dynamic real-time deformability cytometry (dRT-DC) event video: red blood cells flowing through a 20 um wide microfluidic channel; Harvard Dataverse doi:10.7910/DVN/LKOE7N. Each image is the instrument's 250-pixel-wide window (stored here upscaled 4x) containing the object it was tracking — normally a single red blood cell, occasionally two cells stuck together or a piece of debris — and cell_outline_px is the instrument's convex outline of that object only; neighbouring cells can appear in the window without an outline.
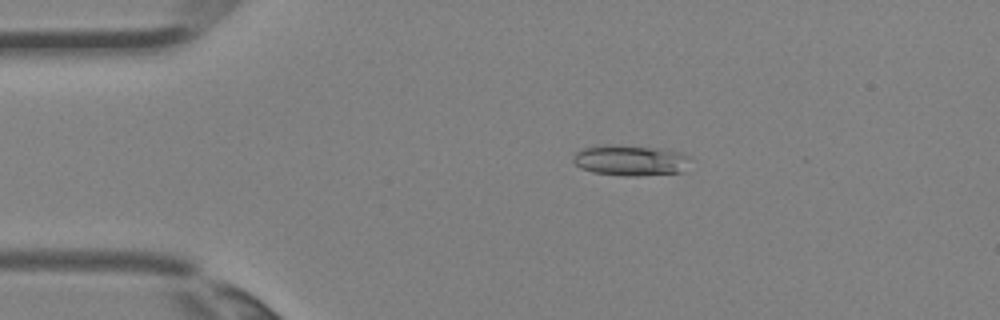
{"species": "Egyptian fruit bat (a non-hibernating species)", "species_latin": "Rousettus aegyptiacus", "temperature_condition": "room temperature", "stored_images_in_passage": 4, "camera_frame_rate_fps": 3000, "um_per_image_px": 0.085, "animal": {"sex": "female"}, "frame": {"image": 1, "passage_image": 2, "time_ms": 0.333, "image_size_px": [1000, 320], "cell_outline_px": [[688, 156], [684, 172], [636, 176], [624, 176], [592, 172], [580, 168], [572, 160], [572, 156], [580, 148], [600, 144], [616, 144], [656, 148], [680, 152]], "centroid_in_image_um": [53.49, 13.62], "position_along_channel_um": 31.5, "area_um2": 21.15}}